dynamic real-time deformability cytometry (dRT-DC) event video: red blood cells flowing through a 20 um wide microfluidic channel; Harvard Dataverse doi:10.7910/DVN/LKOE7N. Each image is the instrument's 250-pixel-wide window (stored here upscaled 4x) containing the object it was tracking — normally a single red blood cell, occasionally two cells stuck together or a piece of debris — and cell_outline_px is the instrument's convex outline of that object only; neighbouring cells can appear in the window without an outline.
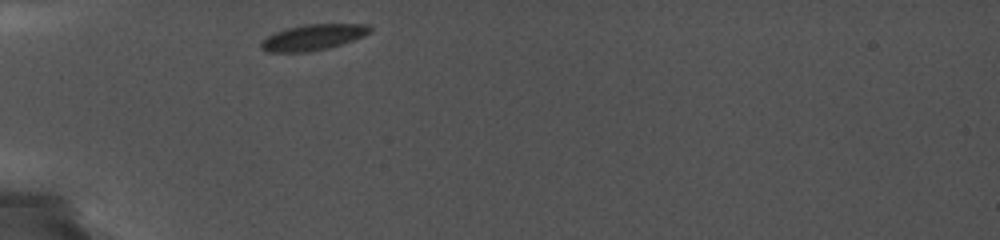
{"species": "common noctule bat (a hibernating species)", "species_latin": "Nyctalus noctula", "temperature_condition": "cold", "stored_images_in_passage": 43, "camera_frame_rate_fps": 5000, "um_per_image_px": 0.085, "animal": {"sex": "female", "body_mass_g": 19.0, "forearm_length_mm": 56.7}, "frame": {"image": 1, "passage_image": 1, "time_ms": 0.0, "image_size_px": [1000, 240], "cell_outline_px": [[372, 32], [364, 36], [328, 48], [304, 52], [268, 52], [260, 48], [260, 44], [268, 36], [276, 32], [288, 28], [304, 24], [368, 24], [372, 28]], "centroid_in_image_um": [26.64, 3.16], "position_along_channel_um": 58.4, "area_um2": 16.24}}
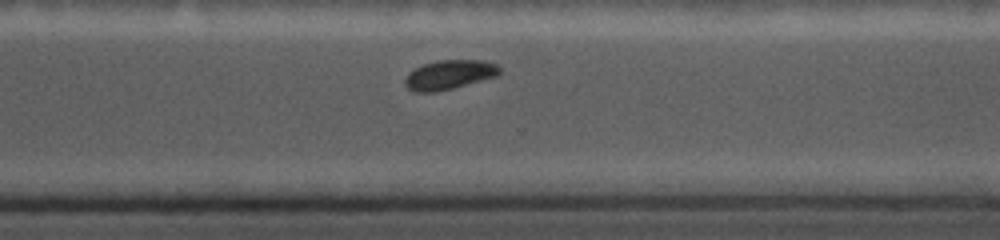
{"frame": {"image": 2, "passage_image": 31, "time_ms": 7.8, "image_size_px": [1000, 240], "cell_outline_px": [[500, 72], [496, 76], [452, 88], [436, 92], [416, 92], [408, 88], [404, 84], [404, 80], [408, 72], [424, 64], [436, 60], [484, 60], [496, 64], [500, 68]], "centroid_in_image_um": [38.16, 6.34], "position_along_channel_um": 332.4, "area_um2": 16.07}}
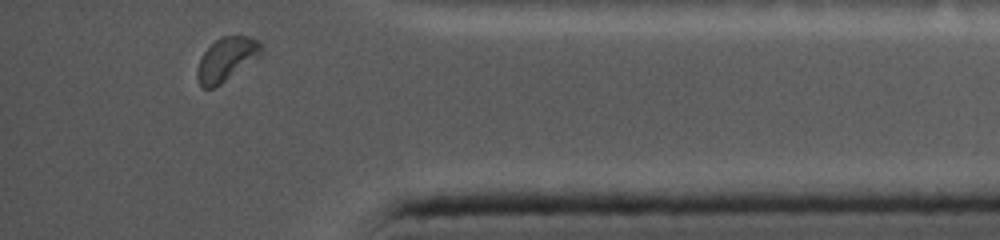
{"frame": {"image": 3, "passage_image": 41, "time_ms": 10.2, "image_size_px": [1000, 240], "cell_outline_px": [[264, 48], [260, 56], [220, 84], [212, 88], [204, 88], [200, 84], [196, 76], [196, 68], [204, 52], [216, 40], [224, 36], [248, 36], [260, 40]], "centroid_in_image_um": [19.28, 5.02], "position_along_channel_um": 415.9, "area_um2": 16.13}}